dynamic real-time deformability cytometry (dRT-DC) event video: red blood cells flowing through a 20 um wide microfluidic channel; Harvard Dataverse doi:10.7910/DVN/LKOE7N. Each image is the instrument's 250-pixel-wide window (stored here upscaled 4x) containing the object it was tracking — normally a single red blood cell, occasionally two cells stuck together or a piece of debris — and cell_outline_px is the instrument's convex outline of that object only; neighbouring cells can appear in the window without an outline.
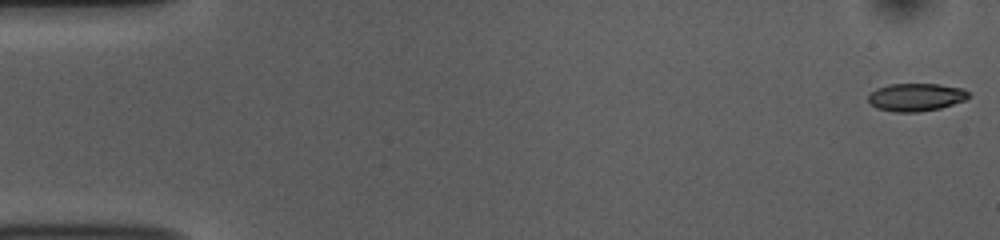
{"species": "common noctule bat (a hibernating species)", "species_latin": "Nyctalus noctula", "temperature_condition": "room temperature", "stored_images_in_passage": 53, "camera_frame_rate_fps": 3000, "um_per_image_px": 0.085, "animal": {"sex": "female", "body_mass_g": 10.0, "forearm_length_mm": 53.1}, "frame": {"image": 1, "passage_image": 1, "time_ms": 0.0, "image_size_px": [1000, 240], "cell_outline_px": [[972, 96], [964, 100], [940, 108], [920, 112], [892, 112], [876, 108], [868, 100], [868, 96], [876, 88], [888, 84], [936, 84], [964, 88]], "centroid_in_image_um": [77.86, 8.26], "position_along_channel_um": 7.1, "area_um2": 16.36}}
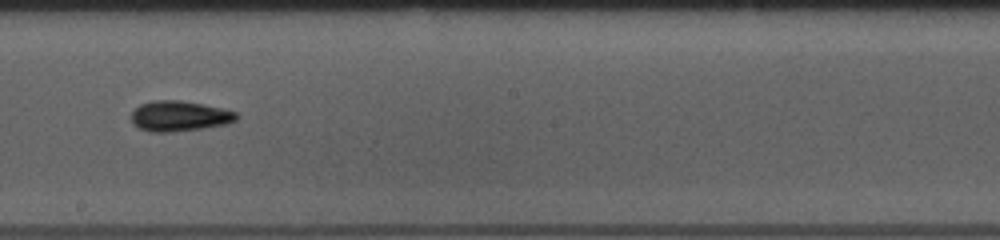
{"frame": {"image": 2, "passage_image": 30, "time_ms": 9.667, "image_size_px": [1000, 240], "cell_outline_px": [[236, 120], [228, 124], [200, 128], [168, 132], [152, 132], [140, 128], [132, 124], [132, 112], [140, 104], [152, 100], [180, 100], [220, 108], [236, 112]], "centroid_in_image_um": [15.21, 9.86], "position_along_channel_um": 233.0, "area_um2": 18.32}}
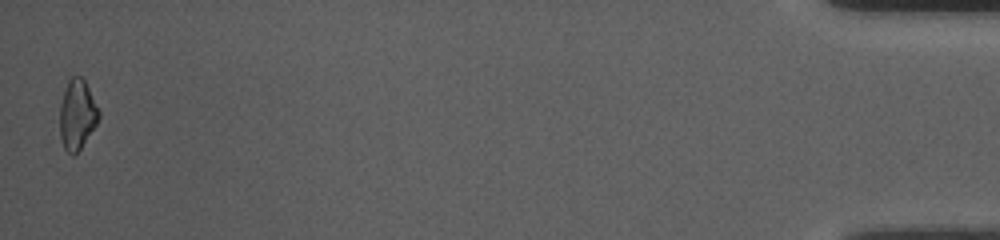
{"frame": {"image": 3, "passage_image": 53, "time_ms": 17.333, "image_size_px": [1000, 240], "cell_outline_px": [[100, 116], [96, 124], [80, 148], [72, 156], [64, 148], [60, 140], [60, 104], [68, 80], [72, 76], [80, 76], [84, 80], [100, 112]], "centroid_in_image_um": [6.54, 9.74], "position_along_channel_um": 428.7, "area_um2": 15.61}, "authors_computed_cell_mechanics": {"area_um2": 16.9354, "velocity_mm_per_s": 3.7549, "shape_relaxation_time_tau1_ms": 4.5267, "shape_relaxation_time_tau2_ms": null, "deformation_change_tau1": 0.1412, "deformation_change_tau2": null}}